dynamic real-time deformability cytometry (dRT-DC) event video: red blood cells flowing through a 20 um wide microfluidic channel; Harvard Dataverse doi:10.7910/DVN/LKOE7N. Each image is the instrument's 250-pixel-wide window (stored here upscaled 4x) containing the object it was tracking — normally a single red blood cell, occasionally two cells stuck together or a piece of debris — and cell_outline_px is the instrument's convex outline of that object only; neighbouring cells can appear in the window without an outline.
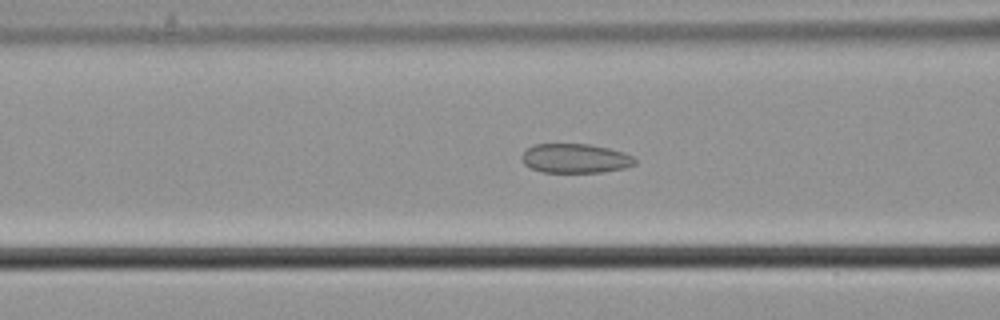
{"species": "common noctule bat (a hibernating species)", "species_latin": "Nyctalus noctula", "temperature_condition": "cold", "stored_images_in_passage": 37, "camera_frame_rate_fps": 3000, "um_per_image_px": 0.085, "animal": {"sex": "male", "body_mass_g": 21.5, "forearm_length_mm": 52.0}, "frame": {"image": 1, "passage_image": 14, "time_ms": 4.333, "image_size_px": [1000, 320], "cell_outline_px": [[636, 164], [624, 168], [600, 172], [544, 172], [532, 168], [524, 164], [520, 156], [532, 144], [588, 144], [608, 148], [624, 152], [632, 156], [636, 160]], "centroid_in_image_um": [48.89, 13.46], "position_along_channel_um": 117.7, "area_um2": 19.25}}
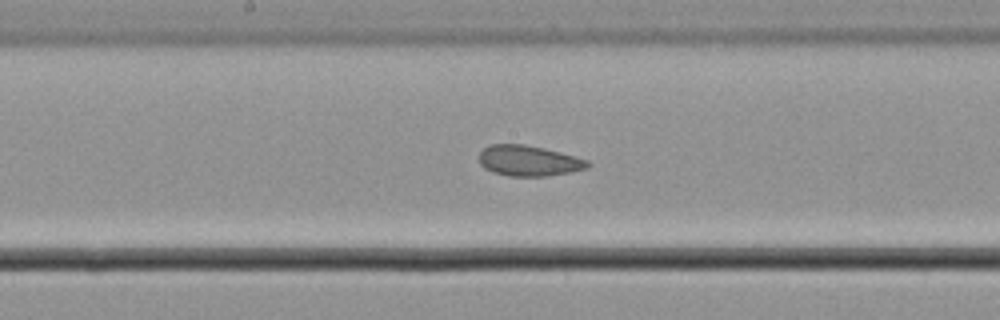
{"frame": {"image": 2, "passage_image": 21, "time_ms": 6.667, "image_size_px": [1000, 320], "cell_outline_px": [[592, 164], [588, 168], [568, 172], [544, 176], [508, 176], [492, 172], [484, 168], [480, 164], [480, 152], [484, 148], [492, 144], [524, 144], [544, 148], [588, 160]], "centroid_in_image_um": [44.93, 13.66], "position_along_channel_um": 203.3, "area_um2": 19.25}}
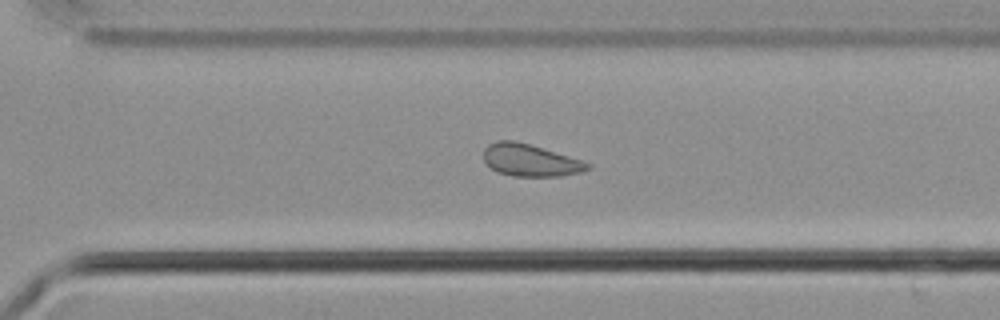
{"frame": {"image": 3, "passage_image": 31, "time_ms": 10.0, "image_size_px": [1000, 320], "cell_outline_px": [[592, 168], [580, 172], [560, 176], [512, 176], [496, 172], [484, 160], [484, 148], [488, 144], [496, 140], [512, 140], [528, 144], [584, 160], [592, 164]], "centroid_in_image_um": [45.09, 13.62], "position_along_channel_um": 325.5, "area_um2": 19.54}}